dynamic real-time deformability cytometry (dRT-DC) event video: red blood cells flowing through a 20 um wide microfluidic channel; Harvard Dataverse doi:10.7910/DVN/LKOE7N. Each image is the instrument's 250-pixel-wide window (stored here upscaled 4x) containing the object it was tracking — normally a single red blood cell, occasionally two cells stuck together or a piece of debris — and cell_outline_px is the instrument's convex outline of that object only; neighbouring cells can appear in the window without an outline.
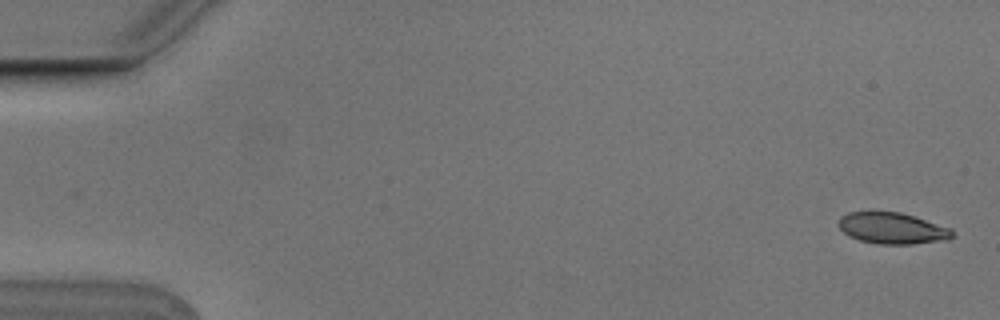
{"species": "Egyptian fruit bat (a non-hibernating species)", "species_latin": "Rousettus aegyptiacus", "temperature_condition": "cold", "stored_images_in_passage": 5, "camera_frame_rate_fps": 3000, "um_per_image_px": 0.085, "animal": {"sex": "male"}, "frame": {"image": 1, "passage_image": 1, "time_ms": 0.0, "image_size_px": [1000, 320], "cell_outline_px": [[952, 236], [948, 240], [912, 244], [880, 244], [860, 240], [848, 236], [836, 224], [840, 216], [848, 212], [900, 212], [952, 228]], "centroid_in_image_um": [75.82, 19.4], "position_along_channel_um": 9.2, "area_um2": 20.75}}
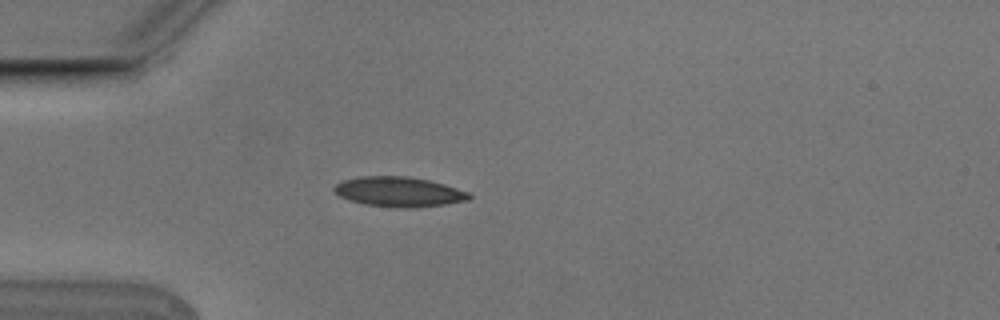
{"frame": {"image": 2, "passage_image": 5, "time_ms": 1.333, "image_size_px": [1000, 320], "cell_outline_px": [[472, 196], [468, 200], [444, 204], [416, 208], [396, 208], [364, 204], [348, 200], [340, 196], [332, 188], [340, 180], [360, 176], [408, 176], [428, 180], [444, 184], [468, 192]], "centroid_in_image_um": [33.87, 16.3], "position_along_channel_um": 51.1, "area_um2": 23.64}}